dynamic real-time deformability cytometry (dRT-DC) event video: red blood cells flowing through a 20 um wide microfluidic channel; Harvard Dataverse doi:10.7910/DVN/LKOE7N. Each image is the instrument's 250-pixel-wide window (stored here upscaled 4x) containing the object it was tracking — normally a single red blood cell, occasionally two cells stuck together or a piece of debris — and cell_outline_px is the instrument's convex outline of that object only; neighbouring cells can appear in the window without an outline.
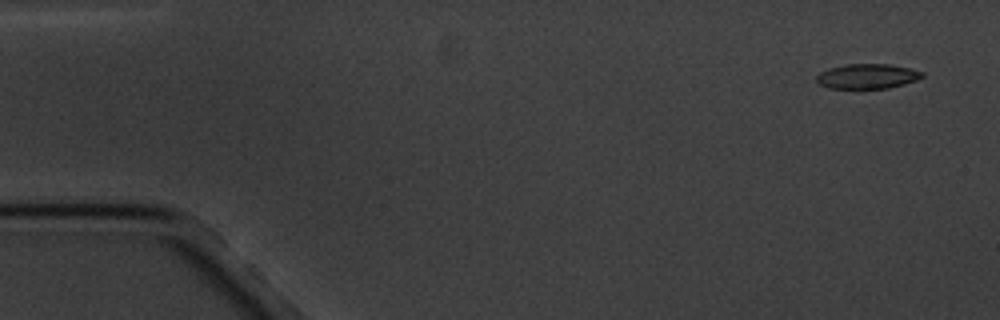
{"species": "common noctule bat (a hibernating species)", "species_latin": "Nyctalus noctula", "temperature_condition": "cold", "stored_images_in_passage": 5, "camera_frame_rate_fps": 3000, "um_per_image_px": 0.085, "animal": {"sex": "male", "body_mass_g": 20.1, "forearm_length_mm": 53.5}, "frame": {"image": 1, "passage_image": 1, "time_ms": 0.0, "image_size_px": [1000, 320], "cell_outline_px": [[924, 76], [916, 80], [904, 84], [888, 88], [828, 88], [820, 84], [816, 80], [816, 76], [820, 72], [828, 68], [848, 64], [888, 64], [912, 68], [924, 72]], "centroid_in_image_um": [73.74, 6.47], "position_along_channel_um": 11.3, "area_um2": 15.32}}
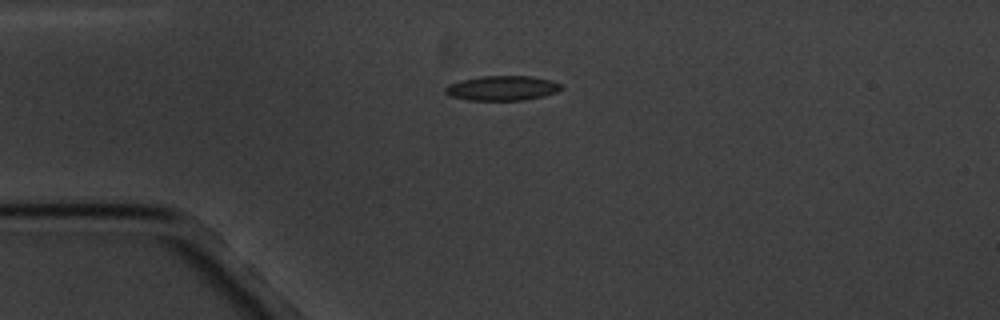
{"frame": {"image": 2, "passage_image": 4, "time_ms": 3.667, "image_size_px": [1000, 320], "cell_outline_px": [[564, 88], [556, 92], [544, 96], [524, 100], [468, 100], [452, 96], [444, 92], [444, 88], [448, 84], [460, 80], [480, 76], [532, 76], [548, 80], [560, 84]], "centroid_in_image_um": [42.67, 7.49], "position_along_channel_um": 42.3, "area_um2": 16.7}}